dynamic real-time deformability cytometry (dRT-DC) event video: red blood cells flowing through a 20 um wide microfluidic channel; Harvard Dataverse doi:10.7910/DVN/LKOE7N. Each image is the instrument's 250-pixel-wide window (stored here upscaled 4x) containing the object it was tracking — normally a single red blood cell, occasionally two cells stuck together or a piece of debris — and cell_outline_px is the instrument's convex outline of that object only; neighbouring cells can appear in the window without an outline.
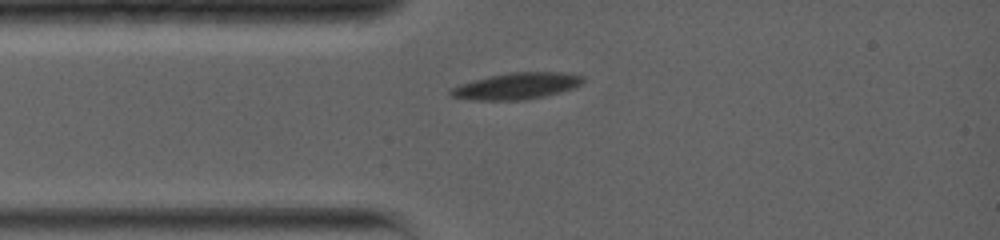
{"species": "common noctule bat (a hibernating species)", "species_latin": "Nyctalus noctula", "temperature_condition": "warm", "stored_images_in_passage": 4, "camera_frame_rate_fps": 5000, "um_per_image_px": 0.085, "animal": {"sex": "female", "body_mass_g": 19.0, "forearm_length_mm": 56.7}, "frame": {"image": 1, "passage_image": 1, "time_ms": 0.0, "image_size_px": [1000, 240], "cell_outline_px": [[584, 80], [580, 84], [572, 88], [560, 92], [544, 96], [524, 100], [472, 100], [448, 96], [448, 88], [460, 84], [488, 76], [512, 72], [564, 72], [584, 76]], "centroid_in_image_um": [43.86, 7.31], "position_along_channel_um": 41.1, "area_um2": 20.52}}
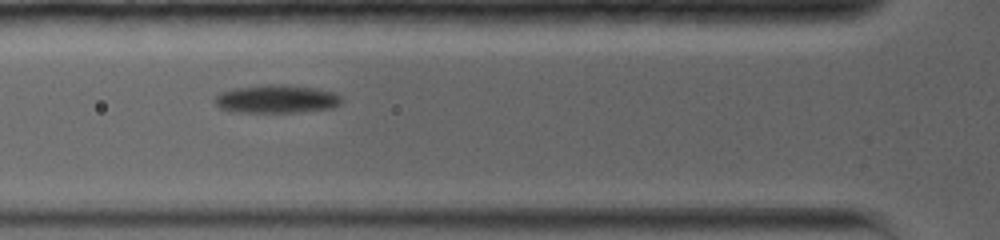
{"frame": {"image": 2, "passage_image": 3, "time_ms": 1.8, "image_size_px": [1000, 240], "cell_outline_px": [[344, 100], [340, 104], [332, 108], [300, 112], [232, 112], [220, 108], [216, 104], [216, 96], [220, 92], [232, 88], [268, 84], [284, 84], [316, 88], [332, 92], [340, 96]], "centroid_in_image_um": [23.51, 8.41], "position_along_channel_um": 102.3, "area_um2": 20.98}}